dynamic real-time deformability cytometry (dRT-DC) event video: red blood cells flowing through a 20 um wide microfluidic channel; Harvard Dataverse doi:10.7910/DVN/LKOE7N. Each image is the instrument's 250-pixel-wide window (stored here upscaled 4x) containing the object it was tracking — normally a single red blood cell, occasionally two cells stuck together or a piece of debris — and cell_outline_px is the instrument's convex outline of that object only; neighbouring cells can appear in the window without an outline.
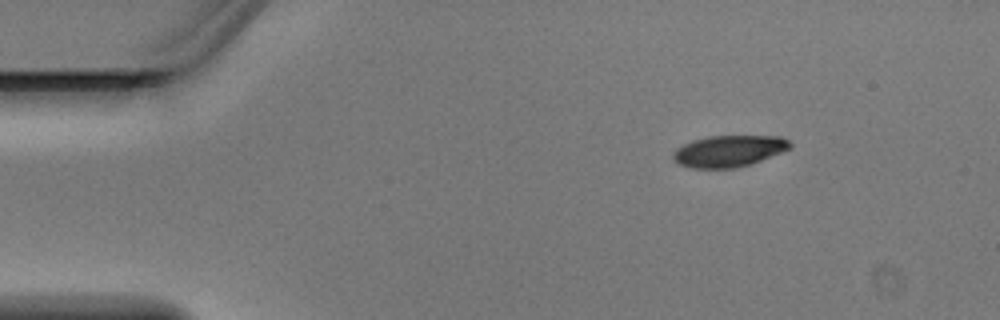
{"species": "Egyptian fruit bat (a non-hibernating species)", "species_latin": "Rousettus aegyptiacus", "temperature_condition": "warm", "stored_images_in_passage": 3, "camera_frame_rate_fps": 3000, "um_per_image_px": 0.085, "animal": {"sex": "male"}, "frame": {"image": 1, "passage_image": 3, "time_ms": 0.667, "image_size_px": [1000, 320], "cell_outline_px": [[792, 144], [788, 148], [780, 152], [760, 160], [736, 168], [692, 168], [680, 164], [672, 156], [672, 152], [676, 148], [692, 140], [708, 136], [780, 136], [788, 140]], "centroid_in_image_um": [61.91, 12.83], "position_along_channel_um": 23.1, "area_um2": 21.15}}